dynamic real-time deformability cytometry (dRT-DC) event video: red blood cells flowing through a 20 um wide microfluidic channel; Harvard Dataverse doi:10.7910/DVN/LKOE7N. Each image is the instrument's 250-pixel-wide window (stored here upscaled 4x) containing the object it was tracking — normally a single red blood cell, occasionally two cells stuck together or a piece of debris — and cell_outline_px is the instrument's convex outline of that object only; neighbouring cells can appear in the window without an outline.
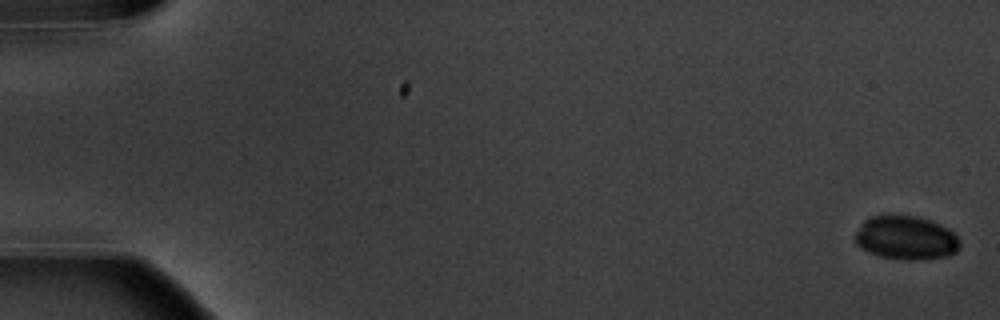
{"species": "common noctule bat (a hibernating species)", "species_latin": "Nyctalus noctula", "temperature_condition": "warm", "stored_images_in_passage": 6, "camera_frame_rate_fps": 3000, "um_per_image_px": 0.085, "animal": {"sex": "male", "body_mass_g": 20.1, "forearm_length_mm": 53.5}, "frame": {"image": 1, "passage_image": 1, "time_ms": 0.0, "image_size_px": [1000, 320], "cell_outline_px": [[960, 248], [956, 252], [948, 256], [912, 260], [908, 260], [880, 256], [868, 252], [860, 248], [856, 244], [856, 232], [864, 220], [872, 216], [916, 216], [940, 224], [948, 228], [960, 240]], "centroid_in_image_um": [77.02, 20.23], "position_along_channel_um": 8.0, "area_um2": 26.47}}
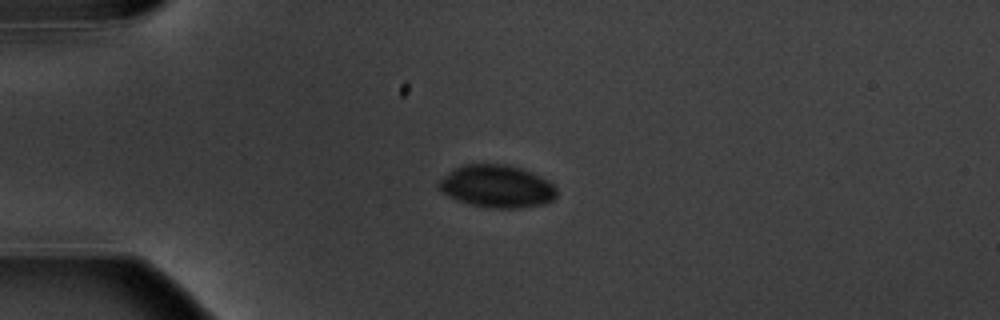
{"frame": {"image": 2, "passage_image": 5, "time_ms": 4.667, "image_size_px": [1000, 320], "cell_outline_px": [[556, 196], [552, 200], [544, 204], [520, 208], [492, 208], [472, 204], [460, 200], [444, 192], [440, 188], [440, 180], [448, 172], [464, 164], [508, 164], [532, 172], [556, 184]], "centroid_in_image_um": [42.31, 15.83], "position_along_channel_um": 42.7, "area_um2": 28.9}}